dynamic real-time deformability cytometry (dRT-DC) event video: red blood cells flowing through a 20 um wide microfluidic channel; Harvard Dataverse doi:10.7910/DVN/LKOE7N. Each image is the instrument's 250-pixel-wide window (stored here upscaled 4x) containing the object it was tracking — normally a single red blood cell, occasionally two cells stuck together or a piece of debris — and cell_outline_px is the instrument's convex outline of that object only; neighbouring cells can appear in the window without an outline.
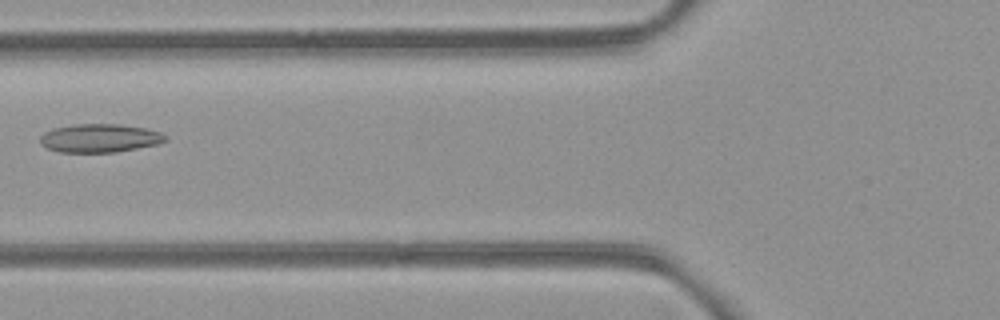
{"species": "common noctule bat (a hibernating species)", "species_latin": "Nyctalus noctula", "temperature_condition": "room temperature", "stored_images_in_passage": 5, "camera_frame_rate_fps": 3000, "um_per_image_px": 0.085, "animal": {"sex": "female", "body_mass_g": 21.9}, "frame": {"image": 1, "passage_image": 4, "time_ms": 4.333, "image_size_px": [1000, 320], "cell_outline_px": [[168, 136], [164, 140], [156, 144], [116, 152], [60, 152], [48, 148], [40, 144], [40, 136], [44, 132], [52, 128], [76, 124], [120, 124], [144, 128], [160, 132]], "centroid_in_image_um": [8.43, 11.73], "position_along_channel_um": 117.4, "area_um2": 20.63}}
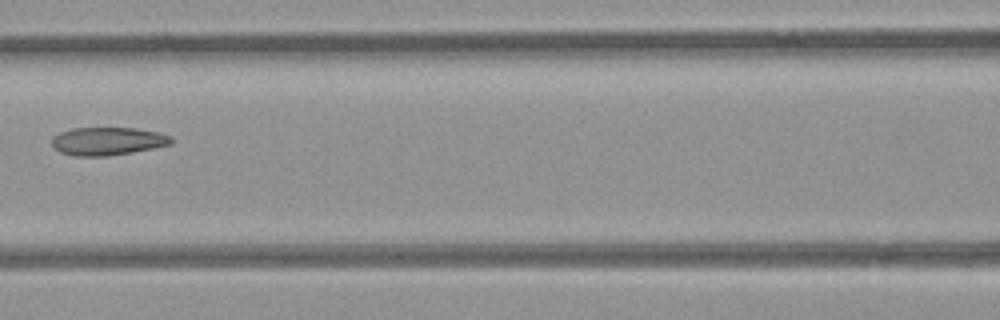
{"frame": {"image": 2, "passage_image": 5, "time_ms": 5.333, "image_size_px": [1000, 320], "cell_outline_px": [[172, 144], [132, 152], [108, 156], [76, 156], [60, 152], [52, 144], [52, 136], [60, 132], [72, 128], [136, 128], [160, 132], [172, 136]], "centroid_in_image_um": [9.16, 11.99], "position_along_channel_um": 157.4, "area_um2": 19.54}}